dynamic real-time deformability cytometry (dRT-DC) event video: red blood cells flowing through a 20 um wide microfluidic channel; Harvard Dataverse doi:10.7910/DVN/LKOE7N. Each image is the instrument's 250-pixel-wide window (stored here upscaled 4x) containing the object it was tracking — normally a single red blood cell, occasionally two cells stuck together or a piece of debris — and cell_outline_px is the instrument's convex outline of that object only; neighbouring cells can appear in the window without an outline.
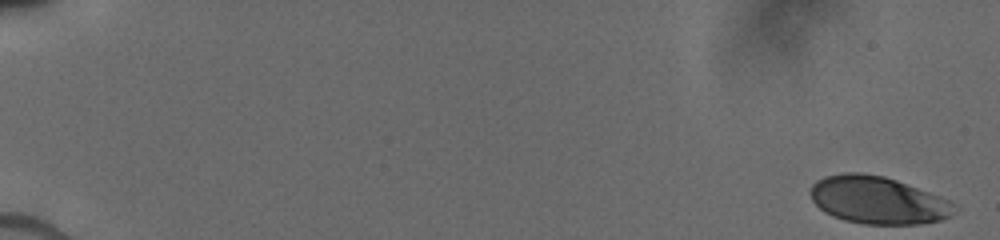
{"species": "human", "species_latin": "Homo sapiens", "temperature_condition": "cold", "stored_images_in_passage": 71, "camera_frame_rate_fps": 3000, "um_per_image_px": 0.085, "donor": {"sex": "male"}, "frame": {"image": 1, "passage_image": 1, "time_ms": 0.0, "image_size_px": [1000, 240], "cell_outline_px": [[952, 216], [940, 220], [920, 224], [864, 224], [844, 220], [832, 216], [824, 212], [812, 200], [812, 184], [816, 180], [824, 176], [844, 172], [860, 172], [884, 176], [896, 180], [940, 196], [948, 200], [952, 204]], "centroid_in_image_um": [74.57, 17.01], "position_along_channel_um": 10.4, "area_um2": 39.59}}
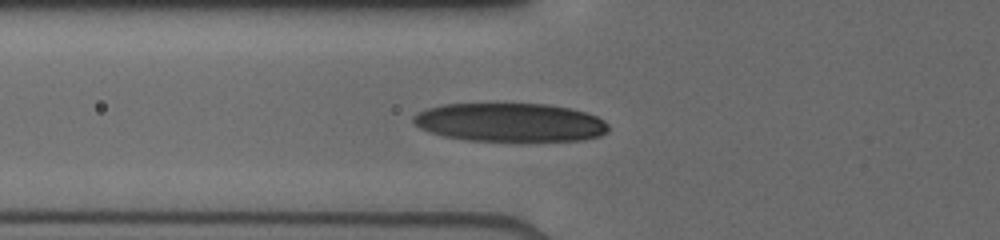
{"frame": {"image": 2, "passage_image": 52, "time_ms": 6.667, "image_size_px": [1000, 240], "cell_outline_px": [[608, 132], [600, 136], [584, 140], [464, 140], [444, 136], [420, 128], [412, 120], [412, 116], [416, 112], [428, 108], [444, 104], [548, 104], [568, 108], [584, 112], [596, 116], [604, 120], [608, 124]], "centroid_in_image_um": [43.35, 10.4], "position_along_channel_um": 82.4, "area_um2": 43.58}}
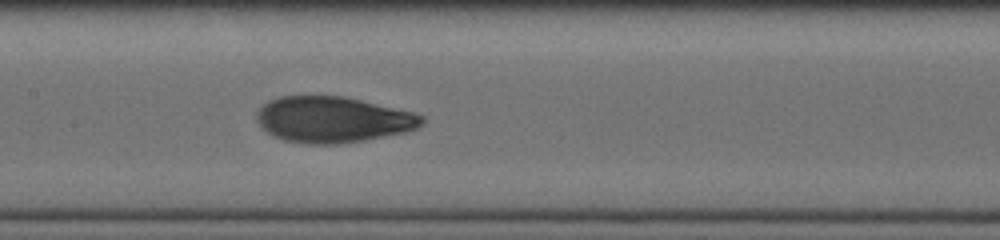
{"frame": {"image": 3, "passage_image": 70, "time_ms": 9.0, "image_size_px": [1000, 240], "cell_outline_px": [[424, 124], [416, 128], [404, 132], [364, 140], [340, 144], [304, 144], [284, 140], [272, 136], [256, 120], [256, 112], [268, 100], [280, 96], [344, 96], [412, 112], [424, 116]], "centroid_in_image_um": [28.27, 10.16], "position_along_channel_um": 179.1, "area_um2": 44.16}}